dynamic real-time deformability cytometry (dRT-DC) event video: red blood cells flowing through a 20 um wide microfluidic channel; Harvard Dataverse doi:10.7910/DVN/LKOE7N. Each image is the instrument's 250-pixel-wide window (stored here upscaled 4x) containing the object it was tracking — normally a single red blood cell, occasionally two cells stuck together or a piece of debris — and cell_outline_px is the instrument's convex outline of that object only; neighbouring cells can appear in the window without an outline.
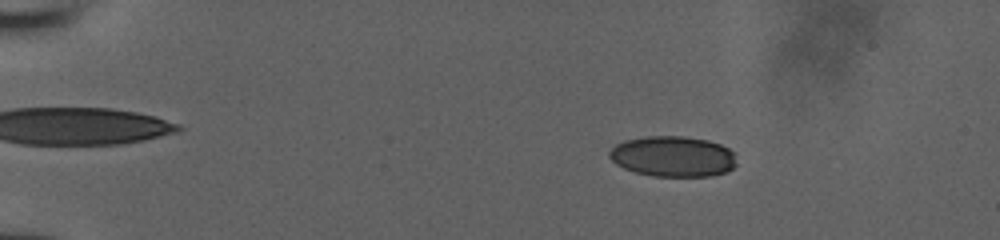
{"species": "human", "species_latin": "Homo sapiens", "temperature_condition": "room temperature", "stored_images_in_passage": 53, "camera_frame_rate_fps": 3000, "um_per_image_px": 0.085, "donor": {"sex": "male"}, "frame": {"image": 1, "passage_image": 11, "time_ms": 3.333, "image_size_px": [1000, 240], "cell_outline_px": [[736, 164], [732, 168], [724, 172], [712, 176], [652, 176], [636, 172], [624, 168], [616, 164], [608, 156], [608, 152], [616, 144], [624, 140], [648, 136], [684, 136], [708, 140], [720, 144], [736, 152]], "centroid_in_image_um": [57.21, 13.29], "position_along_channel_um": 27.8, "area_um2": 30.29}}
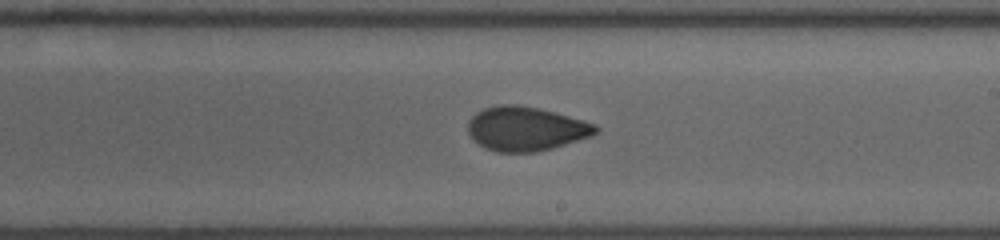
{"frame": {"image": 2, "passage_image": 34, "time_ms": 11.0, "image_size_px": [1000, 240], "cell_outline_px": [[600, 128], [592, 136], [552, 148], [536, 152], [496, 152], [484, 148], [468, 132], [468, 120], [476, 112], [484, 108], [500, 104], [516, 104], [536, 108], [552, 112], [596, 124]], "centroid_in_image_um": [44.68, 10.95], "position_along_channel_um": 244.3, "area_um2": 32.6}}
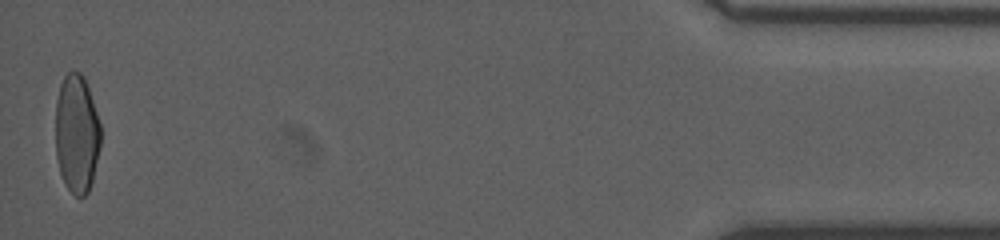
{"frame": {"image": 3, "passage_image": 53, "time_ms": 17.333, "image_size_px": [1000, 240], "cell_outline_px": [[100, 148], [92, 180], [88, 192], [84, 196], [76, 196], [64, 184], [60, 172], [56, 156], [56, 100], [60, 84], [64, 76], [72, 68], [80, 72], [84, 76], [100, 124]], "centroid_in_image_um": [6.51, 11.34], "position_along_channel_um": 428.7, "area_um2": 31.27}}